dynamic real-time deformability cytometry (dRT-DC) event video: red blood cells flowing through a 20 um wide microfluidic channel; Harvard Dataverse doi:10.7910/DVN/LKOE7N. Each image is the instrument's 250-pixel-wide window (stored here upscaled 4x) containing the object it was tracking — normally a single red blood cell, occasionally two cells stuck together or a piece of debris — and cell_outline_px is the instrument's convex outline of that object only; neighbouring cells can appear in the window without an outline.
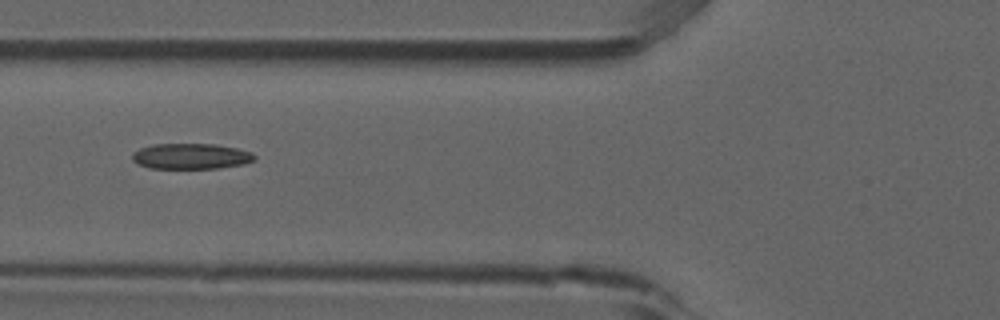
{"species": "common noctule bat (a hibernating species)", "species_latin": "Nyctalus noctula", "temperature_condition": "room temperature", "stored_images_in_passage": 9, "camera_frame_rate_fps": 3000, "um_per_image_px": 0.085, "animal": {"sex": "male", "forearm_length_mm": 52.5}, "frame": {"image": 1, "passage_image": 6, "time_ms": 1.667, "image_size_px": [1000, 320], "cell_outline_px": [[256, 156], [252, 160], [244, 164], [220, 168], [148, 168], [136, 164], [132, 160], [132, 152], [140, 148], [152, 144], [216, 144], [236, 148], [252, 152]], "centroid_in_image_um": [16.19, 13.28], "position_along_channel_um": 109.6, "area_um2": 18.38}}
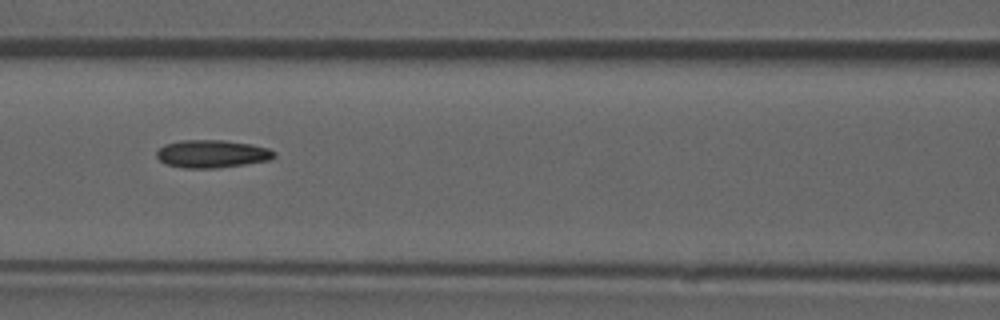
{"frame": {"image": 2, "passage_image": 7, "time_ms": 2.0, "image_size_px": [1000, 320], "cell_outline_px": [[276, 156], [272, 160], [216, 168], [184, 168], [164, 164], [156, 156], [156, 152], [164, 144], [180, 140], [224, 140], [252, 144], [268, 148], [276, 152]], "centroid_in_image_um": [18.03, 13.07], "position_along_channel_um": 148.6, "area_um2": 19.25}}